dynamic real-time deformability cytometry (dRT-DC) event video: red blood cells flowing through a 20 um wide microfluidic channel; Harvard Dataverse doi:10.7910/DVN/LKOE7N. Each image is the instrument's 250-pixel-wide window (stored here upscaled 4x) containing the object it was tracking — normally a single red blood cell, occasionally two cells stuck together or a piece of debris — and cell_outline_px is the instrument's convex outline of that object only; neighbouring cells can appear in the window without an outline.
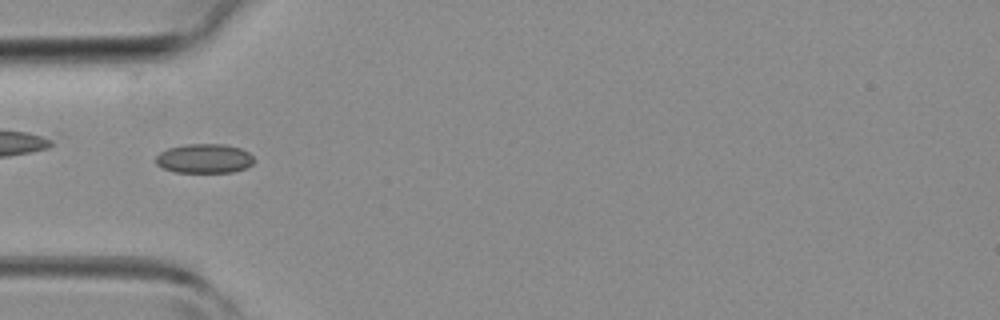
{"species": "common noctule bat (a hibernating species)", "species_latin": "Nyctalus noctula", "temperature_condition": "room temperature", "stored_images_in_passage": 36, "camera_frame_rate_fps": 3000, "um_per_image_px": 0.085, "animal": {"sex": "female", "body_mass_g": 19.3, "forearm_length_mm": 54.1}, "frame": {"image": 1, "passage_image": 6, "time_ms": 1.667, "image_size_px": [1000, 320], "cell_outline_px": [[256, 160], [252, 164], [244, 168], [232, 172], [176, 172], [164, 168], [156, 164], [156, 156], [160, 152], [168, 148], [188, 144], [224, 144], [240, 148], [248, 152]], "centroid_in_image_um": [17.38, 13.47], "position_along_channel_um": 67.6, "area_um2": 16.7}}
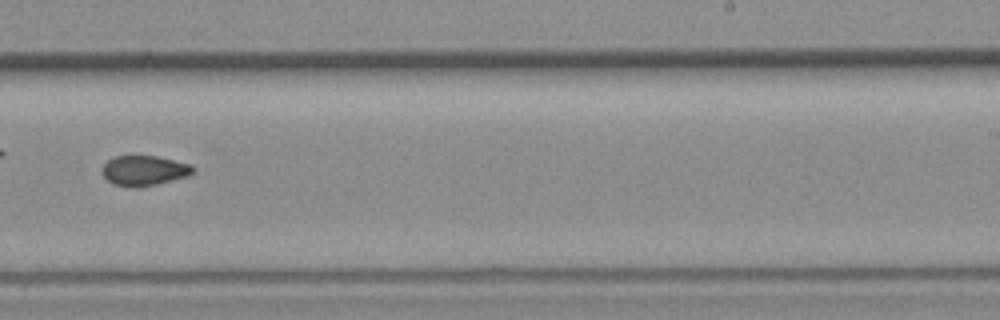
{"frame": {"image": 2, "passage_image": 19, "time_ms": 6.0, "image_size_px": [1000, 320], "cell_outline_px": [[196, 172], [188, 176], [156, 184], [136, 188], [132, 188], [112, 184], [104, 176], [104, 164], [108, 160], [116, 156], [156, 156], [192, 164], [196, 168]], "centroid_in_image_um": [12.31, 14.5], "position_along_channel_um": 276.7, "area_um2": 15.95}}
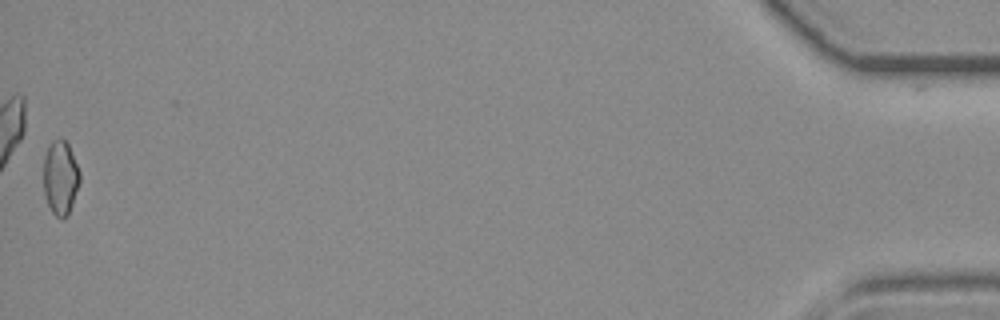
{"frame": {"image": 3, "passage_image": 35, "time_ms": 11.333, "image_size_px": [1000, 320], "cell_outline_px": [[80, 180], [68, 216], [64, 220], [60, 220], [52, 212], [44, 196], [44, 156], [48, 144], [52, 140], [60, 136], [68, 144], [80, 172]], "centroid_in_image_um": [5.12, 15.1], "position_along_channel_um": 430.1, "area_um2": 15.9}}